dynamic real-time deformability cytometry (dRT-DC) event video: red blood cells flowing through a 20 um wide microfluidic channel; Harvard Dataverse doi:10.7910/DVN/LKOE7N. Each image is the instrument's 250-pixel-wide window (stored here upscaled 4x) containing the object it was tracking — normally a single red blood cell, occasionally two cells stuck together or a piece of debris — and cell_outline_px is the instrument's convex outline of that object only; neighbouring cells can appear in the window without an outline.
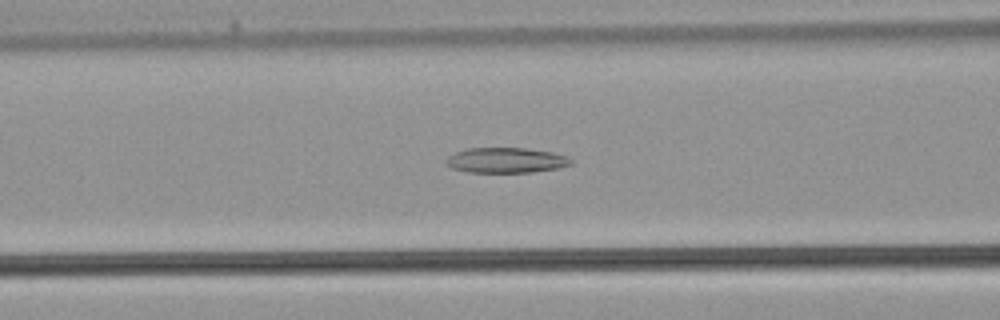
{"species": "common noctule bat (a hibernating species)", "species_latin": "Nyctalus noctula", "temperature_condition": "warm", "stored_images_in_passage": 28, "camera_frame_rate_fps": 3000, "um_per_image_px": 0.085, "animal": {"sex": "male", "body_mass_g": 21.5, "forearm_length_mm": 52.0}, "frame": {"image": 1, "passage_image": 9, "time_ms": 2.667, "image_size_px": [1000, 320], "cell_outline_px": [[572, 164], [560, 168], [532, 172], [468, 172], [452, 168], [444, 164], [448, 156], [456, 152], [468, 148], [524, 148], [552, 152], [568, 156], [572, 160]], "centroid_in_image_um": [43.02, 13.62], "position_along_channel_um": 123.6, "area_um2": 18.44}}
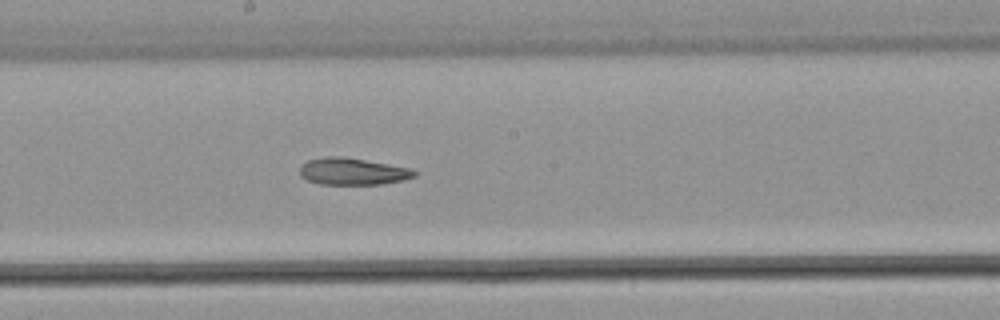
{"frame": {"image": 2, "passage_image": 15, "time_ms": 4.667, "image_size_px": [1000, 320], "cell_outline_px": [[416, 176], [404, 180], [380, 184], [320, 184], [308, 180], [300, 176], [300, 164], [308, 160], [328, 156], [340, 156], [412, 168], [416, 172]], "centroid_in_image_um": [29.96, 14.57], "position_along_channel_um": 218.2, "area_um2": 17.92}}
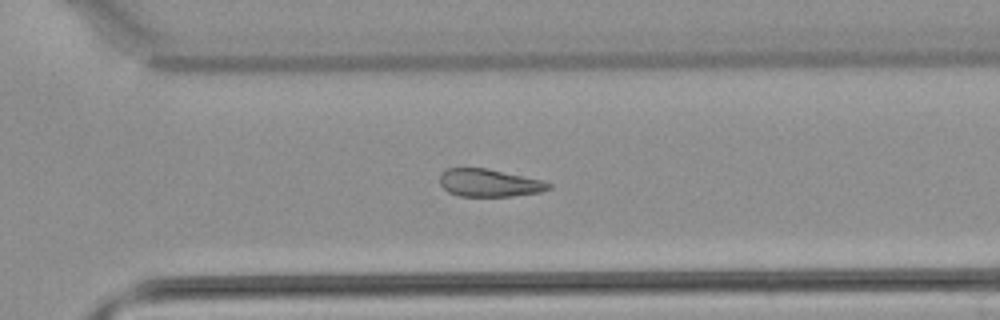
{"frame": {"image": 3, "passage_image": 22, "time_ms": 7.0, "image_size_px": [1000, 320], "cell_outline_px": [[552, 188], [540, 192], [512, 196], [456, 196], [448, 192], [440, 184], [440, 172], [448, 168], [488, 168], [544, 180], [552, 184]], "centroid_in_image_um": [41.6, 15.54], "position_along_channel_um": 329.0, "area_um2": 17.8}}